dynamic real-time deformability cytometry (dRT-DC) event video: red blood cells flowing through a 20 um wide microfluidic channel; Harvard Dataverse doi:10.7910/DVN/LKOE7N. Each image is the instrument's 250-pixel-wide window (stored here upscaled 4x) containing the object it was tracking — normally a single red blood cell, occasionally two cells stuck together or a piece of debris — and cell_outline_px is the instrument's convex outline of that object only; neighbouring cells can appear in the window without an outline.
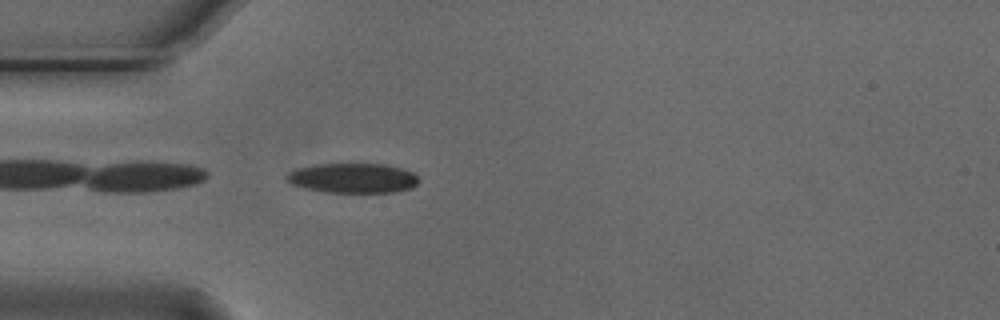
{"species": "Egyptian fruit bat (a non-hibernating species)", "species_latin": "Rousettus aegyptiacus", "temperature_condition": "cold", "stored_images_in_passage": 40, "camera_frame_rate_fps": 3000, "um_per_image_px": 0.085, "animal": {"sex": "male"}, "frame": {"image": 1, "passage_image": 1, "time_ms": 0.0, "image_size_px": [1000, 320], "cell_outline_px": [[420, 180], [412, 188], [396, 192], [324, 192], [304, 188], [292, 184], [284, 180], [284, 176], [288, 172], [296, 168], [316, 164], [388, 164], [412, 172]], "centroid_in_image_um": [29.95, 15.14], "position_along_channel_um": 55.0, "area_um2": 23.12}}
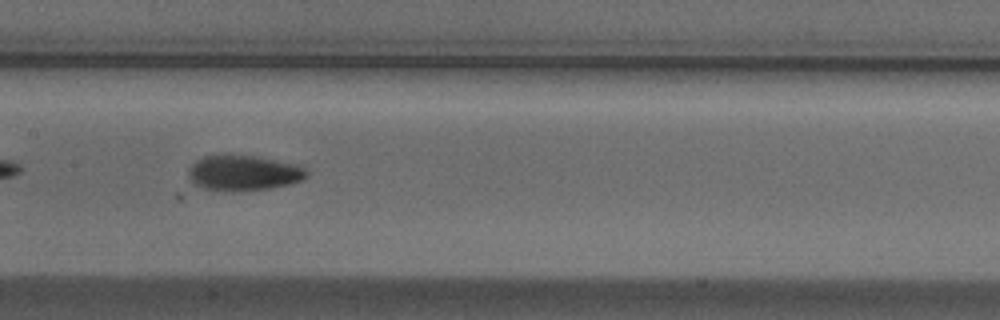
{"frame": {"image": 2, "passage_image": 12, "time_ms": 3.667, "image_size_px": [1000, 320], "cell_outline_px": [[308, 176], [304, 180], [288, 184], [268, 188], [232, 192], [204, 188], [196, 184], [188, 176], [188, 168], [196, 160], [204, 156], [228, 152], [252, 156], [296, 164], [304, 168], [308, 172]], "centroid_in_image_um": [20.67, 14.67], "position_along_channel_um": 186.7, "area_um2": 24.68}}
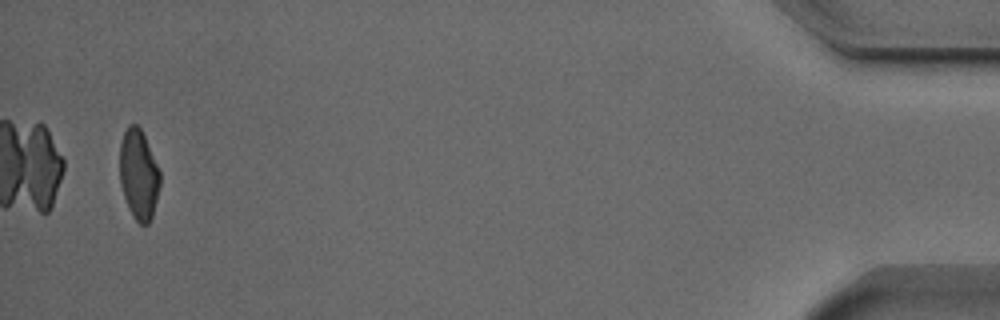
{"frame": {"image": 3, "passage_image": 38, "time_ms": 12.333, "image_size_px": [1000, 320], "cell_outline_px": [[160, 184], [152, 216], [148, 224], [140, 224], [132, 216], [128, 208], [120, 184], [120, 140], [128, 124], [136, 124], [140, 128], [144, 136], [160, 172]], "centroid_in_image_um": [11.77, 14.83], "position_along_channel_um": 423.4, "area_um2": 20.98}, "authors_computed_cell_mechanics": {"area_um2": 22.831, "velocity_mm_per_s": 3.7467, "shape_relaxation_time_tau1_ms": 4.1481, "shape_relaxation_time_tau2_ms": 2.9308, "deformation_change_tau1": 0.1354, "deformation_change_tau2": 0.0798}}